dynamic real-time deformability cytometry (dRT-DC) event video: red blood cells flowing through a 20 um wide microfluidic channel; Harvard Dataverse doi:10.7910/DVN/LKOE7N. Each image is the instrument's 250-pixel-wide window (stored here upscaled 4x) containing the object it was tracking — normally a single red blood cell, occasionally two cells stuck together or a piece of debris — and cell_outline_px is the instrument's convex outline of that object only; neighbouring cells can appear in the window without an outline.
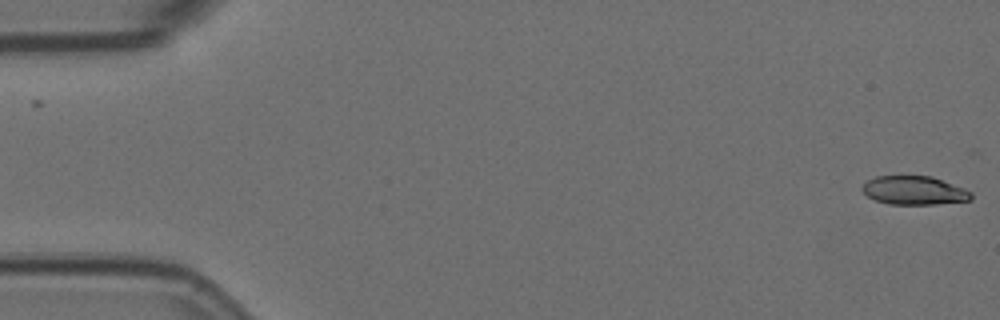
{"species": "Egyptian fruit bat (a non-hibernating species)", "species_latin": "Rousettus aegyptiacus", "temperature_condition": "room temperature", "stored_images_in_passage": 56, "camera_frame_rate_fps": 3000, "um_per_image_px": 0.085, "animal": {"sex": "female"}, "frame": {"image": 1, "passage_image": 1, "time_ms": 0.0, "image_size_px": [1000, 320], "cell_outline_px": [[972, 200], [936, 204], [888, 204], [876, 200], [868, 196], [860, 188], [868, 180], [876, 176], [932, 176], [964, 188], [972, 192]], "centroid_in_image_um": [77.72, 16.19], "position_along_channel_um": 7.3, "area_um2": 18.15}}
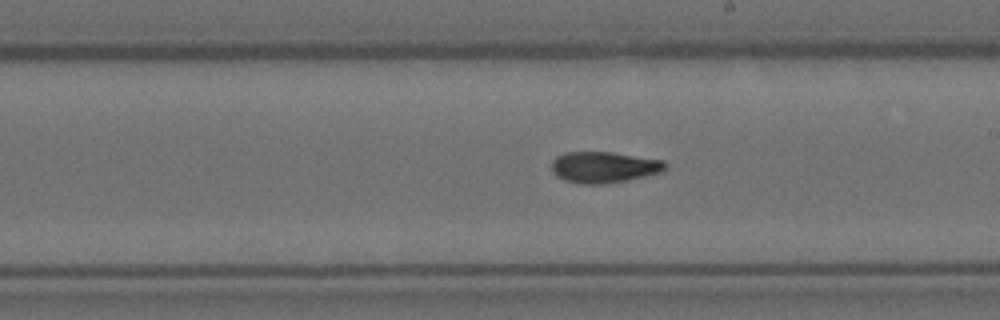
{"frame": {"image": 2, "passage_image": 32, "time_ms": 10.333, "image_size_px": [1000, 320], "cell_outline_px": [[668, 164], [664, 172], [628, 180], [604, 184], [580, 184], [564, 180], [556, 176], [552, 172], [552, 160], [556, 156], [564, 152], [612, 152], [664, 160]], "centroid_in_image_um": [51.35, 14.21], "position_along_channel_um": 237.6, "area_um2": 20.98}}
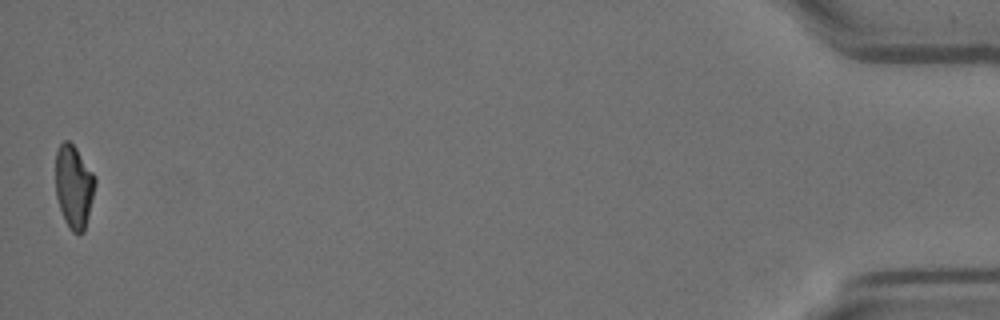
{"frame": {"image": 3, "passage_image": 56, "time_ms": 18.333, "image_size_px": [1000, 320], "cell_outline_px": [[96, 184], [84, 232], [72, 232], [68, 228], [64, 220], [56, 196], [56, 152], [60, 144], [64, 140], [68, 140], [76, 148], [96, 176]], "centroid_in_image_um": [6.28, 15.85], "position_along_channel_um": 428.9, "area_um2": 19.13}, "authors_computed_cell_mechanics": {"area_um2": 20.1433, "velocity_mm_per_s": 3.5971, "shape_relaxation_time_tau1_ms": null, "shape_relaxation_time_tau2_ms": 4.1523, "deformation_change_tau1": null, "deformation_change_tau2": 0.0973}}